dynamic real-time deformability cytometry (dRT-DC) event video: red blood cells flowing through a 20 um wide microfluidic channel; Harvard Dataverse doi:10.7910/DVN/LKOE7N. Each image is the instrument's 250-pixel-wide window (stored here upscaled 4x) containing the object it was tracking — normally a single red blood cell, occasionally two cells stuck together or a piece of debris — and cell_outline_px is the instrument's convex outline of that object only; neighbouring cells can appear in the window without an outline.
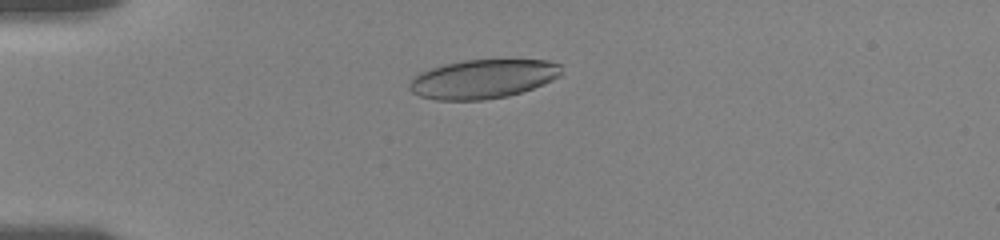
{"species": "human", "species_latin": "Homo sapiens", "temperature_condition": "room temperature", "stored_images_in_passage": 47, "camera_frame_rate_fps": 3000, "um_per_image_px": 0.085, "donor": {"sex": "female"}, "frame": {"image": 1, "passage_image": 6, "time_ms": 1.667, "image_size_px": [1000, 240], "cell_outline_px": [[560, 76], [544, 84], [508, 96], [484, 100], [436, 100], [420, 96], [412, 92], [408, 88], [408, 84], [420, 72], [444, 64], [464, 60], [548, 60], [560, 64]], "centroid_in_image_um": [41.04, 6.72], "position_along_channel_um": 44.0, "area_um2": 34.39}}
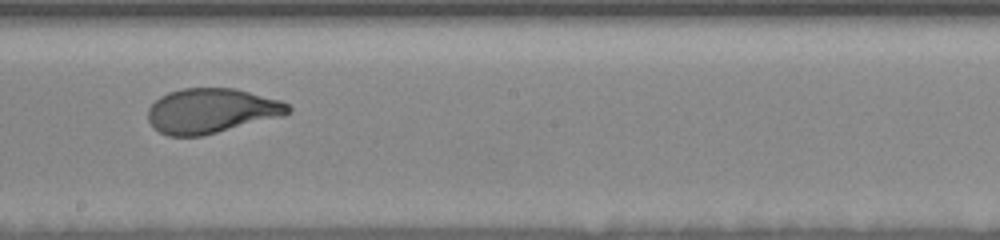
{"frame": {"image": 2, "passage_image": 24, "time_ms": 7.667, "image_size_px": [1000, 240], "cell_outline_px": [[292, 112], [284, 116], [200, 136], [168, 136], [152, 128], [148, 120], [148, 108], [160, 96], [168, 92], [184, 88], [236, 88], [280, 100], [288, 104], [292, 108]], "centroid_in_image_um": [17.97, 9.41], "position_along_channel_um": 230.2, "area_um2": 36.76}}
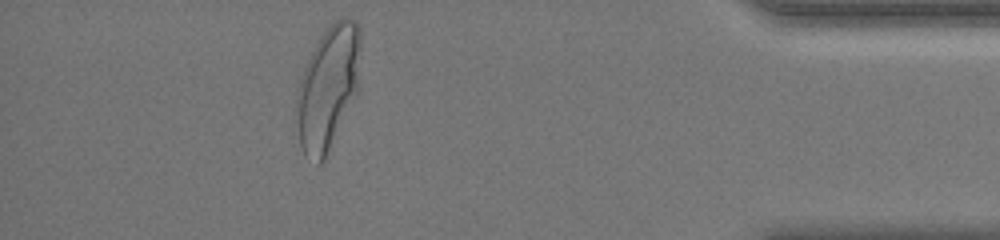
{"frame": {"image": 3, "passage_image": 42, "time_ms": 13.667, "image_size_px": [1000, 240], "cell_outline_px": [[360, 48], [356, 88], [324, 160], [320, 164], [316, 164], [304, 156], [300, 144], [296, 120], [296, 96], [300, 80], [304, 68], [312, 52], [324, 32], [332, 20], [340, 16], [356, 20], [360, 28]], "centroid_in_image_um": [27.84, 7.41], "position_along_channel_um": 407.4, "area_um2": 44.97}, "authors_computed_cell_mechanics": {"area_um2": 37.0498, "velocity_mm_per_s": 3.6074, "shape_relaxation_time_tau1_ms": 4.0835, "shape_relaxation_time_tau2_ms": null, "deformation_change_tau1": 0.173, "deformation_change_tau2": null}}